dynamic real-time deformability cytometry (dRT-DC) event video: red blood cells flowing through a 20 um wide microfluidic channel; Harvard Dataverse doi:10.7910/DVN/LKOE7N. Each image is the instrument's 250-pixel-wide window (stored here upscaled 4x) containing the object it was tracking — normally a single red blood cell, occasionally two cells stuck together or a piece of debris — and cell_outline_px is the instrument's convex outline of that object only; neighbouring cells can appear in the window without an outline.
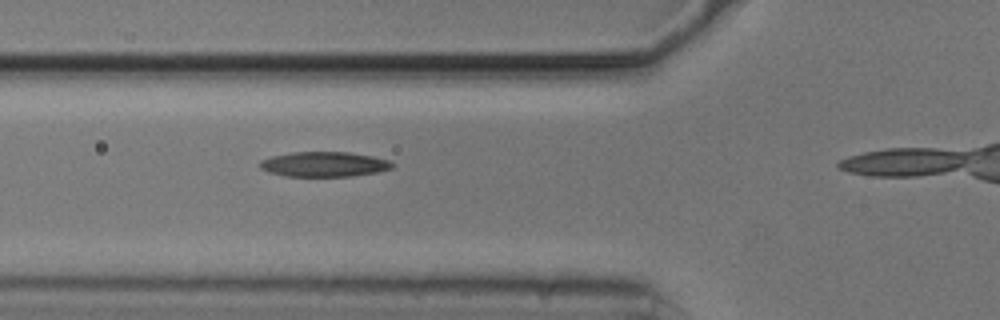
{"species": "common noctule bat (a hibernating species)", "species_latin": "Nyctalus noctula", "temperature_condition": "cold", "stored_images_in_passage": 29, "camera_frame_rate_fps": 3000, "um_per_image_px": 0.085, "animal": {"sex": "male", "body_mass_g": 20.5, "forearm_length_mm": 52.5}, "frame": {"image": 1, "passage_image": 5, "time_ms": 1.333, "image_size_px": [1000, 320], "cell_outline_px": [[396, 164], [392, 168], [380, 172], [352, 176], [284, 176], [268, 172], [260, 168], [260, 160], [272, 156], [292, 152], [348, 152], [372, 156], [392, 160]], "centroid_in_image_um": [27.6, 13.96], "position_along_channel_um": 98.2, "area_um2": 19.48}}
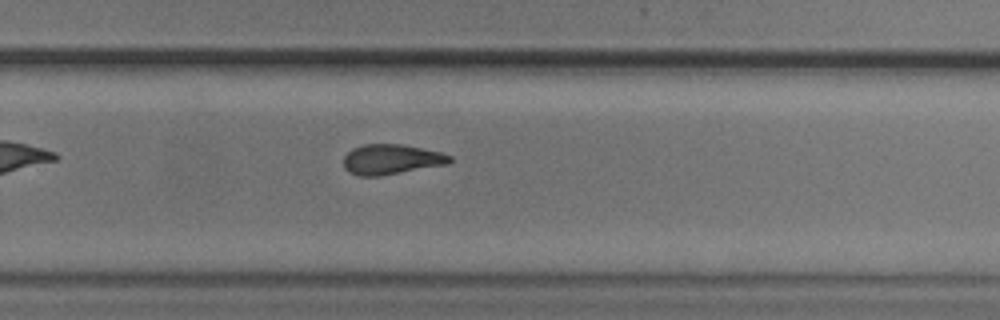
{"frame": {"image": 2, "passage_image": 21, "time_ms": 6.667, "image_size_px": [1000, 320], "cell_outline_px": [[452, 160], [448, 164], [380, 176], [360, 176], [348, 172], [344, 168], [344, 156], [352, 148], [364, 144], [404, 144], [440, 152], [452, 156]], "centroid_in_image_um": [33.25, 13.54], "position_along_channel_um": 296.5, "area_um2": 18.73}}
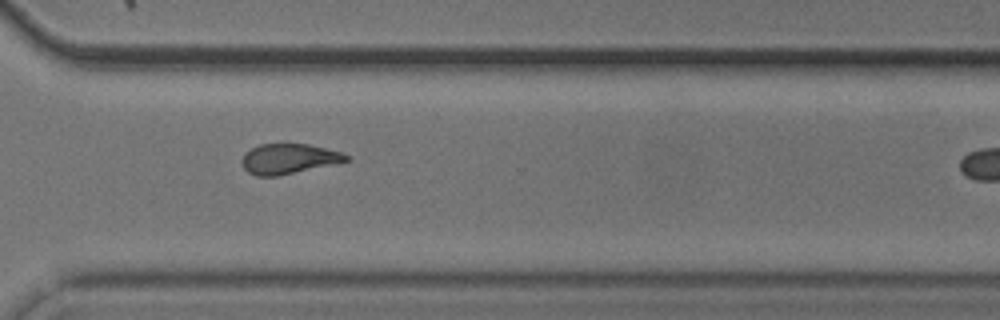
{"frame": {"image": 3, "passage_image": 25, "time_ms": 8.0, "image_size_px": [1000, 320], "cell_outline_px": [[352, 160], [276, 176], [256, 176], [248, 172], [244, 168], [240, 160], [244, 152], [260, 144], [308, 144], [340, 152], [348, 156]], "centroid_in_image_um": [24.49, 13.5], "position_along_channel_um": 346.1, "area_um2": 18.15}}